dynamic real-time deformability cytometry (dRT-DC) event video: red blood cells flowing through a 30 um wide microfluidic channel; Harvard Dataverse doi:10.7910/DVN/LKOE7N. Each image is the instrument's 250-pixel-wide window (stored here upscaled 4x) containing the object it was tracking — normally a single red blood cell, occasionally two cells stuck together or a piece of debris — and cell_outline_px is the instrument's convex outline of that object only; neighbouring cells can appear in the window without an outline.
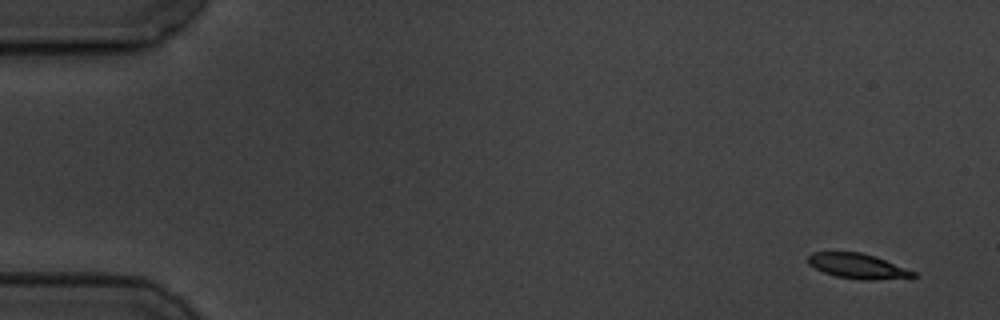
{"species": "common noctule bat (a hibernating species)", "species_latin": "Nyctalus noctula", "temperature_condition": "cold", "stored_images_in_passage": 5, "camera_frame_rate_fps": 3000, "um_per_image_px": 0.085, "animal": {"sex": "male", "body_mass_g": 19.5, "forearm_length_mm": 54.6}, "frame": {"image": 1, "passage_image": 1, "time_ms": 0.0, "image_size_px": [1000, 320], "cell_outline_px": [[920, 276], [872, 280], [860, 280], [836, 276], [824, 272], [808, 264], [808, 256], [812, 252], [860, 252], [876, 256], [916, 272]], "centroid_in_image_um": [72.92, 22.61], "position_along_channel_um": 12.1, "area_um2": 15.32}}
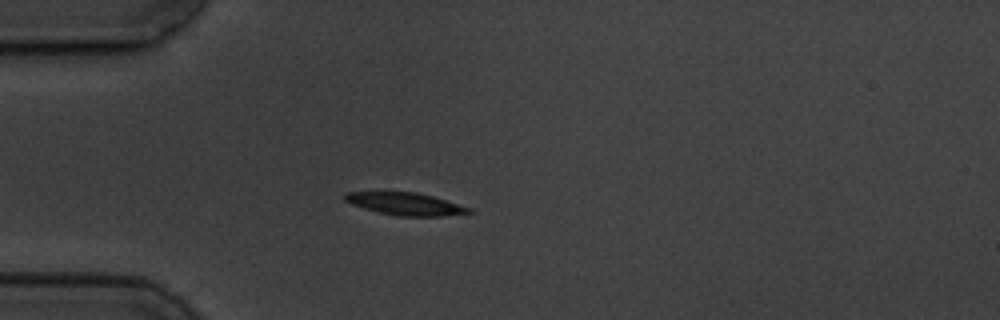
{"frame": {"image": 2, "passage_image": 4, "time_ms": 4.333, "image_size_px": [1000, 320], "cell_outline_px": [[472, 212], [444, 216], [400, 216], [380, 212], [364, 208], [352, 204], [344, 200], [344, 196], [348, 192], [416, 192], [432, 196], [472, 208]], "centroid_in_image_um": [34.48, 17.33], "position_along_channel_um": 50.5, "area_um2": 15.95}}